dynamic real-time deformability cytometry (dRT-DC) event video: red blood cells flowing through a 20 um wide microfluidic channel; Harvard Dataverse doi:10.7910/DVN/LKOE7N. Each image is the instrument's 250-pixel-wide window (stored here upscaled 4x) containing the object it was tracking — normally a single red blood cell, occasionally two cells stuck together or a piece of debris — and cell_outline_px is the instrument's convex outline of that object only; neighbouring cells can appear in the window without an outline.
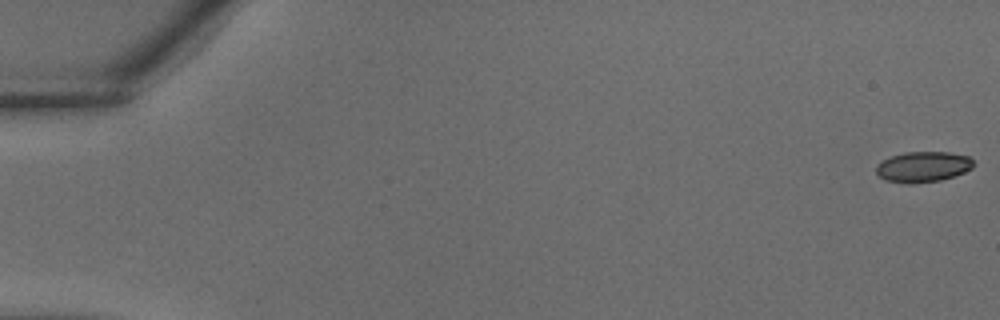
{"species": "common noctule bat (a hibernating species)", "species_latin": "Nyctalus noctula", "temperature_condition": "warm", "stored_images_in_passage": 7, "camera_frame_rate_fps": 3000, "um_per_image_px": 0.085, "animal": {"sex": "male", "body_mass_g": 18.8}, "frame": {"image": 1, "passage_image": 1, "time_ms": 0.0, "image_size_px": [1000, 320], "cell_outline_px": [[972, 168], [956, 176], [940, 180], [912, 184], [904, 184], [884, 180], [876, 172], [876, 164], [892, 156], [904, 152], [948, 152], [968, 156], [972, 160]], "centroid_in_image_um": [78.43, 14.19], "position_along_channel_um": 6.6, "area_um2": 17.4}}